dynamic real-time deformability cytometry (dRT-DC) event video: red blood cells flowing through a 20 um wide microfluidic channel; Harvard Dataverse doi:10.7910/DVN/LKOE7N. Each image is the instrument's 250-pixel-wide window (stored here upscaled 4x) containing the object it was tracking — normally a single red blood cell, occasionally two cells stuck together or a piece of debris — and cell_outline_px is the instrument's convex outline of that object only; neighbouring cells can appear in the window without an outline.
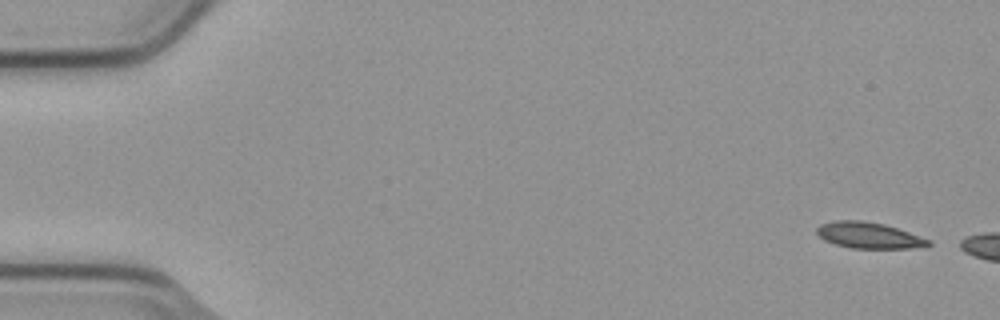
{"species": "common noctule bat (a hibernating species)", "species_latin": "Nyctalus noctula", "temperature_condition": "cold", "stored_images_in_passage": 3, "camera_frame_rate_fps": 3000, "um_per_image_px": 0.085, "animal": {"sex": "male", "body_mass_g": 23.1, "forearm_length_mm": 52.7}, "frame": {"image": 1, "passage_image": 1, "time_ms": 0.0, "image_size_px": [1000, 320], "cell_outline_px": [[932, 244], [928, 248], [852, 248], [836, 244], [824, 240], [816, 232], [816, 228], [820, 224], [832, 220], [860, 220], [884, 224], [932, 240]], "centroid_in_image_um": [73.89, 20.01], "position_along_channel_um": 11.1, "area_um2": 17.11}}